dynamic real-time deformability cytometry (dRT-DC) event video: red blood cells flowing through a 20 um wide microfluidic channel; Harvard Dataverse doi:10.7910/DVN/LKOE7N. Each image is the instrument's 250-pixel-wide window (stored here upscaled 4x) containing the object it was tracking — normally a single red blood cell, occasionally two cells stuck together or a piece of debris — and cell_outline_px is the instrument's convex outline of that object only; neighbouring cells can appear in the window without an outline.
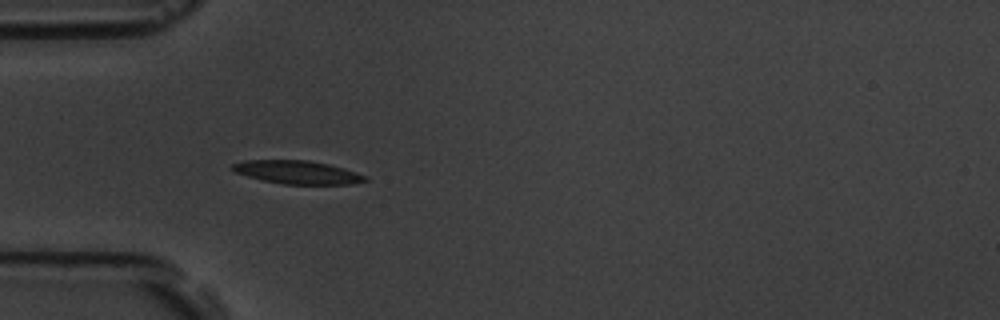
{"species": "common noctule bat (a hibernating species)", "species_latin": "Nyctalus noctula", "temperature_condition": "room temperature", "stored_images_in_passage": 8, "camera_frame_rate_fps": 3000, "um_per_image_px": 0.085, "animal": {"sex": "male", "body_mass_g": 19.5, "forearm_length_mm": 54.6}, "frame": {"image": 1, "passage_image": 6, "time_ms": 5.667, "image_size_px": [1000, 320], "cell_outline_px": [[368, 180], [352, 184], [284, 184], [264, 180], [248, 176], [236, 172], [232, 168], [232, 164], [244, 160], [308, 160], [328, 164], [344, 168], [368, 176]], "centroid_in_image_um": [25.32, 14.64], "position_along_channel_um": 59.7, "area_um2": 17.86}}
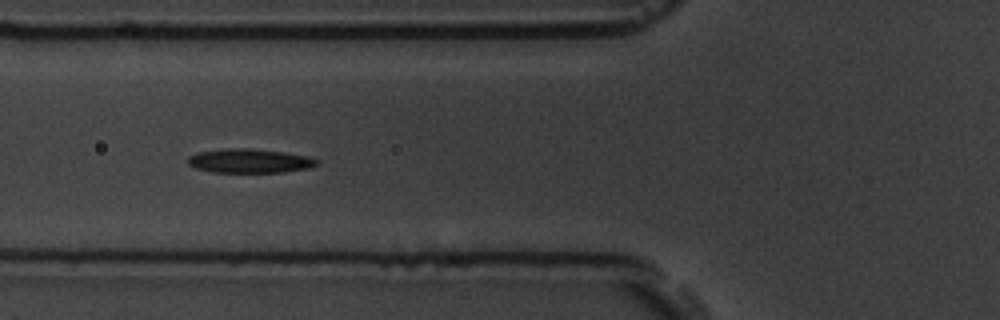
{"frame": {"image": 2, "passage_image": 7, "time_ms": 7.0, "image_size_px": [1000, 320], "cell_outline_px": [[320, 164], [308, 168], [284, 172], [212, 172], [196, 168], [188, 164], [188, 156], [196, 152], [228, 148], [252, 148], [284, 152], [308, 156], [320, 160]], "centroid_in_image_um": [21.23, 13.67], "position_along_channel_um": 104.6, "area_um2": 18.26}}
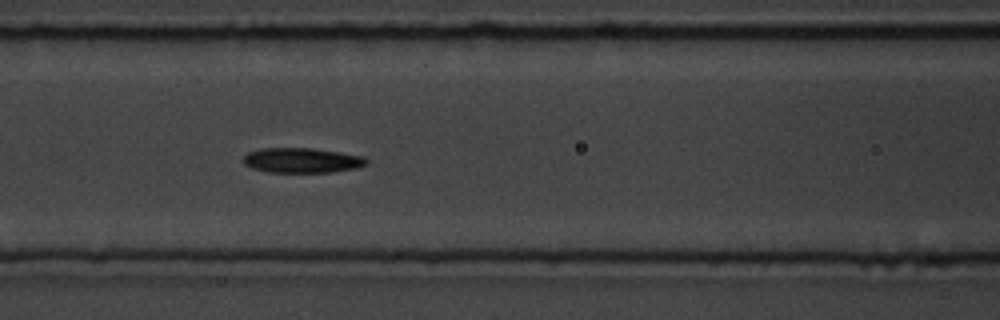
{"frame": {"image": 3, "passage_image": 8, "time_ms": 8.0, "image_size_px": [1000, 320], "cell_outline_px": [[368, 164], [356, 168], [332, 172], [268, 172], [252, 168], [244, 164], [244, 156], [248, 152], [260, 148], [312, 148], [340, 152], [364, 156], [368, 160]], "centroid_in_image_um": [25.68, 13.62], "position_along_channel_um": 140.9, "area_um2": 17.98}}